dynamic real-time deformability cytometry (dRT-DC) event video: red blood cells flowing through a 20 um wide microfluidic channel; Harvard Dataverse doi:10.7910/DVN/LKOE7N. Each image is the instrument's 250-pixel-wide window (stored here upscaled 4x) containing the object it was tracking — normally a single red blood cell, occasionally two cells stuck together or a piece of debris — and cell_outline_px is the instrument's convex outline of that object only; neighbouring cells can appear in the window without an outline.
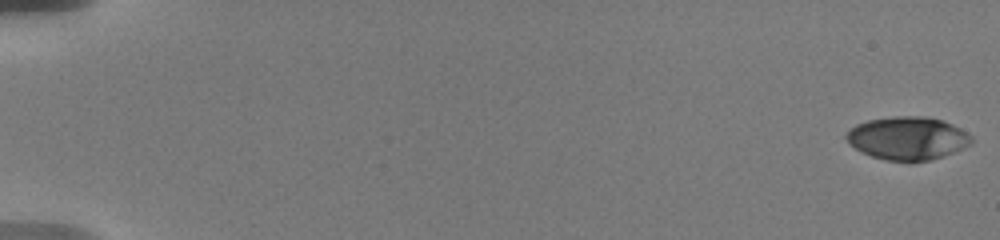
{"species": "human", "species_latin": "Homo sapiens", "temperature_condition": "warm", "stored_images_in_passage": 23, "camera_frame_rate_fps": 3000, "um_per_image_px": 0.085, "donor": {"sex": "male"}, "frame": {"image": 1, "passage_image": 1, "time_ms": 0.0, "image_size_px": [1000, 240], "cell_outline_px": [[972, 144], [952, 152], [928, 160], [884, 160], [872, 156], [848, 144], [844, 136], [856, 124], [868, 120], [892, 116], [924, 116], [940, 120], [952, 124], [960, 128], [972, 136]], "centroid_in_image_um": [77.12, 11.73], "position_along_channel_um": 7.9, "area_um2": 30.98}}
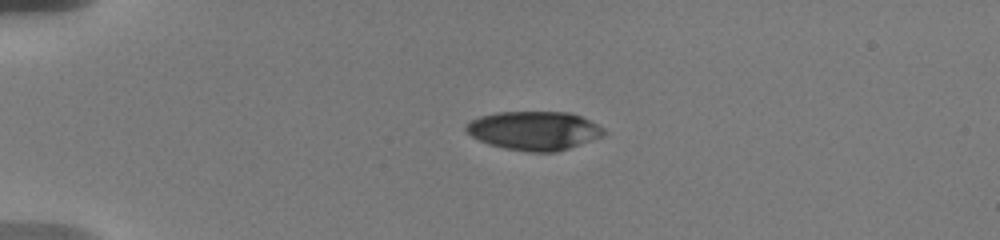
{"frame": {"image": 2, "passage_image": 15, "time_ms": 4.667, "image_size_px": [1000, 240], "cell_outline_px": [[608, 132], [604, 136], [556, 152], [528, 152], [504, 148], [488, 144], [472, 136], [464, 128], [472, 120], [480, 116], [496, 112], [568, 112], [580, 116], [604, 128]], "centroid_in_image_um": [45.42, 11.11], "position_along_channel_um": 39.6, "area_um2": 31.04}}